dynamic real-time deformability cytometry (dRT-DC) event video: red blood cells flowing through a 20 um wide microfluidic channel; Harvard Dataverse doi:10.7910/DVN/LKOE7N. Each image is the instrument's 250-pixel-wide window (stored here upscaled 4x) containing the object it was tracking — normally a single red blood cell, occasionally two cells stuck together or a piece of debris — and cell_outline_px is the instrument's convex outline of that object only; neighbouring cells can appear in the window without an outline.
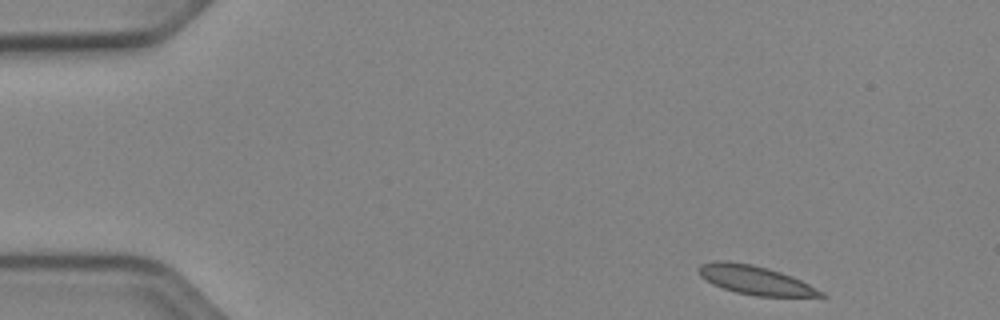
{"species": "Egyptian fruit bat (a non-hibernating species)", "species_latin": "Rousettus aegyptiacus", "temperature_condition": "cold", "stored_images_in_passage": 9, "camera_frame_rate_fps": 3000, "um_per_image_px": 0.085, "animal": {"sex": "female"}, "frame": {"image": 1, "passage_image": 1, "time_ms": 0.0, "image_size_px": [1000, 320], "cell_outline_px": [[828, 296], [756, 296], [736, 292], [712, 284], [700, 276], [696, 268], [700, 264], [716, 260], [728, 260], [752, 264], [768, 268], [792, 276], [824, 292]], "centroid_in_image_um": [64.14, 23.78], "position_along_channel_um": 20.9, "area_um2": 20.52}}